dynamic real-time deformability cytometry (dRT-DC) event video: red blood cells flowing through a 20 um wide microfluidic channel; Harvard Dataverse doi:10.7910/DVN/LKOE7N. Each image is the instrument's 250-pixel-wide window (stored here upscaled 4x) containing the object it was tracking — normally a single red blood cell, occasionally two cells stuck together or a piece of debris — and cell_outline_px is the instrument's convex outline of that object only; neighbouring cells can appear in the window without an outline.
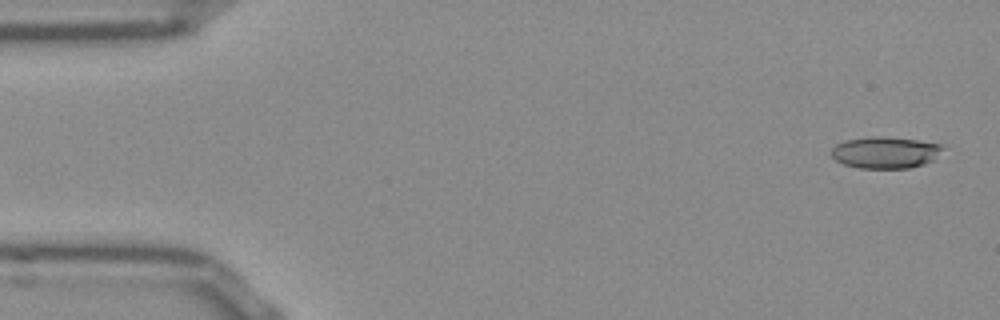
{"species": "Egyptian fruit bat (a non-hibernating species)", "species_latin": "Rousettus aegyptiacus", "temperature_condition": "room temperature", "stored_images_in_passage": 47, "camera_frame_rate_fps": 3000, "um_per_image_px": 0.085, "frame": {"image": 1, "passage_image": 2, "time_ms": 0.333, "image_size_px": [1000, 320], "cell_outline_px": [[944, 148], [932, 160], [924, 164], [908, 168], [860, 168], [844, 164], [836, 160], [832, 156], [832, 148], [836, 144], [844, 140], [872, 136], [884, 136], [916, 140], [944, 144]], "centroid_in_image_um": [75.25, 12.95], "position_along_channel_um": 9.8, "area_um2": 20.52}}
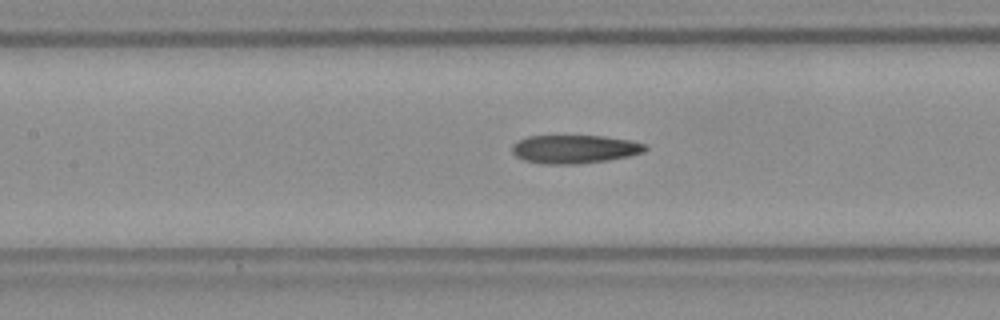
{"frame": {"image": 2, "passage_image": 23, "time_ms": 7.333, "image_size_px": [1000, 320], "cell_outline_px": [[648, 148], [644, 152], [628, 156], [608, 160], [576, 164], [540, 164], [524, 160], [516, 156], [512, 152], [512, 144], [528, 136], [604, 136], [632, 140], [644, 144]], "centroid_in_image_um": [48.84, 12.68], "position_along_channel_um": 158.6, "area_um2": 22.08}}
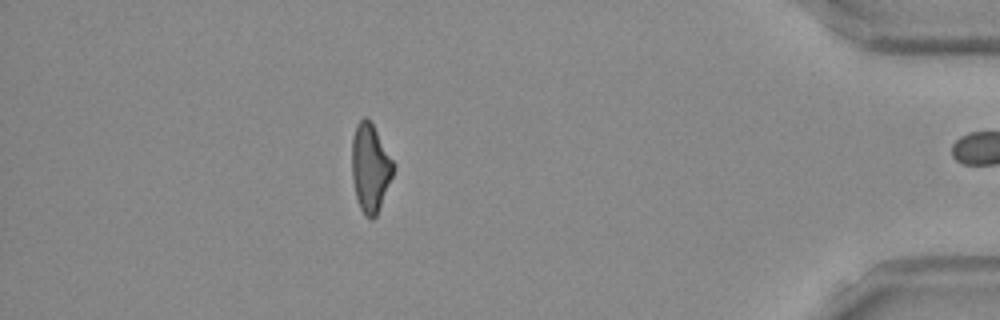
{"frame": {"image": 3, "passage_image": 46, "time_ms": 15.0, "image_size_px": [1000, 320], "cell_outline_px": [[396, 168], [376, 216], [372, 220], [364, 216], [356, 200], [352, 180], [352, 136], [356, 124], [364, 116], [372, 124], [396, 164]], "centroid_in_image_um": [31.47, 14.29], "position_along_channel_um": 403.7, "area_um2": 21.56}, "authors_computed_cell_mechanics": {"area_um2": 22.0796, "velocity_mm_per_s": 3.8517, "shape_relaxation_time_tau1_ms": null, "shape_relaxation_time_tau2_ms": 5.9343, "deformation_change_tau1": null, "deformation_change_tau2": 0.1809}}